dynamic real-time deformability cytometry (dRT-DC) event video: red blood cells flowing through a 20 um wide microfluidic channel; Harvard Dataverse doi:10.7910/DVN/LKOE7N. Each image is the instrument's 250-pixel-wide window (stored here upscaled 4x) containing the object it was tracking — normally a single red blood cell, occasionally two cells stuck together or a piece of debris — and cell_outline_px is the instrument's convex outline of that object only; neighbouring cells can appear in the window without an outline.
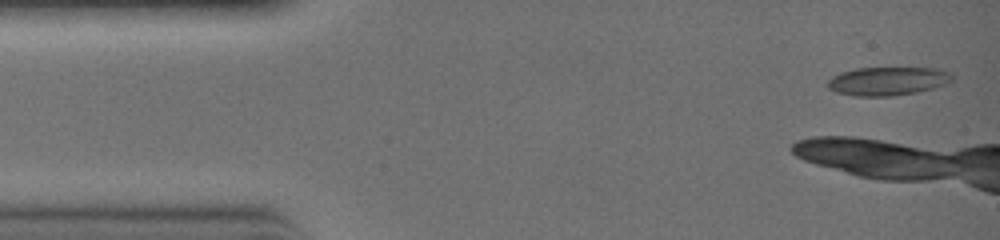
{"species": "common noctule bat (a hibernating species)", "species_latin": "Nyctalus noctula", "temperature_condition": "warm", "stored_images_in_passage": 4, "camera_frame_rate_fps": 3000, "um_per_image_px": 0.085, "animal": {"sex": "female", "body_mass_g": 19.0, "forearm_length_mm": 51.5}, "frame": {"image": 1, "passage_image": 1, "time_ms": 0.0, "image_size_px": [1000, 240], "cell_outline_px": [[952, 80], [944, 84], [932, 88], [916, 92], [892, 96], [860, 96], [836, 92], [828, 88], [828, 80], [832, 76], [840, 72], [856, 68], [932, 68], [948, 72], [952, 76]], "centroid_in_image_um": [75.4, 6.89], "position_along_channel_um": 9.6, "area_um2": 20.4}}